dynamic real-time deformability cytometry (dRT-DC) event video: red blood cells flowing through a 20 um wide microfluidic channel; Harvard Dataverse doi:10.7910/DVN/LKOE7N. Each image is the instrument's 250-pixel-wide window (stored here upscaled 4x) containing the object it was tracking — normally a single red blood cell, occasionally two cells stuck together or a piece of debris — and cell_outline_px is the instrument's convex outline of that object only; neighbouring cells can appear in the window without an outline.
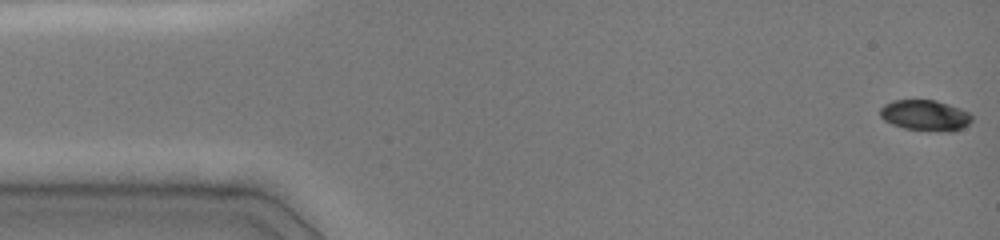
{"species": "common noctule bat (a hibernating species)", "species_latin": "Nyctalus noctula", "temperature_condition": "cold", "stored_images_in_passage": 48, "camera_frame_rate_fps": 3000, "um_per_image_px": 0.085, "animal": {"sex": "female", "body_mass_g": 19.0, "forearm_length_mm": 51.5}, "frame": {"image": 1, "passage_image": 1, "time_ms": 0.0, "image_size_px": [1000, 240], "cell_outline_px": [[972, 120], [968, 124], [952, 132], [944, 132], [904, 128], [892, 124], [884, 120], [880, 116], [880, 108], [884, 104], [892, 100], [936, 100], [960, 108], [968, 112], [972, 116]], "centroid_in_image_um": [78.63, 9.8], "position_along_channel_um": 6.4, "area_um2": 16.47}}
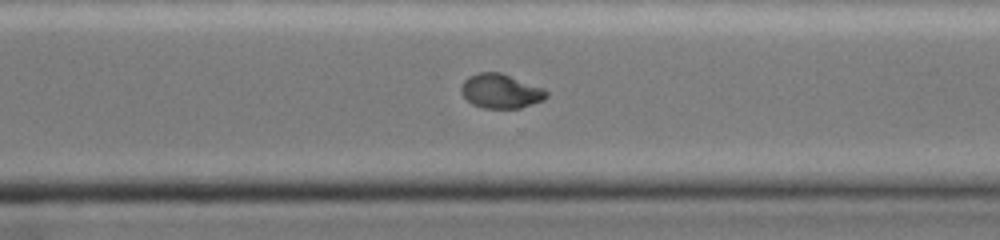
{"frame": {"image": 2, "passage_image": 34, "time_ms": 11.0, "image_size_px": [1000, 240], "cell_outline_px": [[548, 96], [544, 100], [520, 108], [484, 108], [472, 104], [460, 92], [460, 88], [464, 80], [468, 76], [480, 72], [500, 72], [544, 88], [548, 92]], "centroid_in_image_um": [42.57, 7.74], "position_along_channel_um": 328.0, "area_um2": 17.11}}
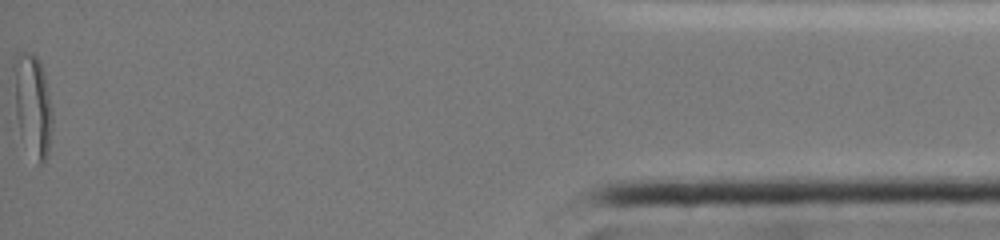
{"frame": {"image": 3, "passage_image": 48, "time_ms": 15.667, "image_size_px": [1000, 240], "cell_outline_px": [[52, 124], [48, 152], [44, 160], [40, 164], [36, 164], [20, 136], [16, 116], [12, 64], [12, 60], [20, 52], [32, 52], [40, 60], [44, 76], [52, 112]], "centroid_in_image_um": [2.74, 8.92], "position_along_channel_um": 432.5, "area_um2": 23.12}, "authors_computed_cell_mechanics": {"area_um2": 18.0336, "velocity_mm_per_s": 4.0466, "shape_relaxation_time_tau1_ms": 5.4122, "shape_relaxation_time_tau2_ms": 2.6593, "deformation_change_tau1": 0.2055, "deformation_change_tau2": 0.0381}}